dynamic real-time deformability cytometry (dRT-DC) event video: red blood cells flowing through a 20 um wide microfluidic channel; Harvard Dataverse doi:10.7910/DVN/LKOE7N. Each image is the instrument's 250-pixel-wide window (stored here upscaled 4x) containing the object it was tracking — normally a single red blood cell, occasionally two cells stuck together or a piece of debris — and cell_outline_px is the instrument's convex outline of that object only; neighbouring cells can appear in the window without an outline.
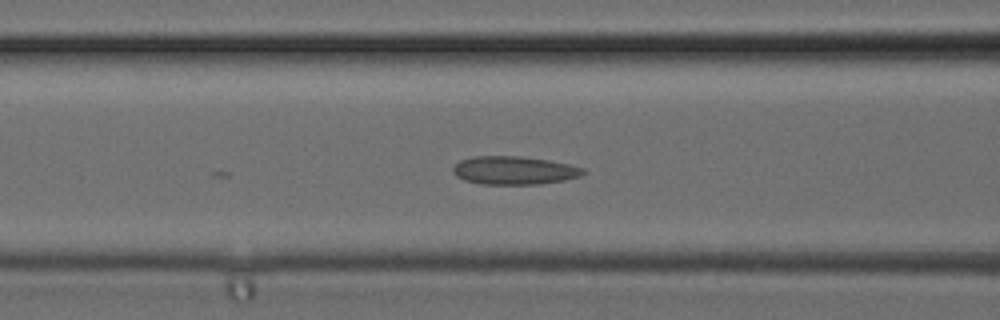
{"species": "common noctule bat (a hibernating species)", "species_latin": "Nyctalus noctula", "temperature_condition": "cold", "stored_images_in_passage": 16, "camera_frame_rate_fps": 3000, "um_per_image_px": 0.085, "animal": {"sex": "female", "body_mass_g": 24.6, "forearm_length_mm": 56.2}, "frame": {"image": 1, "passage_image": 8, "time_ms": 2.333, "image_size_px": [1000, 320], "cell_outline_px": [[588, 172], [580, 176], [564, 180], [540, 184], [480, 184], [464, 180], [456, 176], [452, 172], [452, 168], [460, 160], [472, 156], [520, 156], [548, 160], [568, 164], [584, 168]], "centroid_in_image_um": [43.69, 14.48], "position_along_channel_um": 122.9, "area_um2": 21.56}}
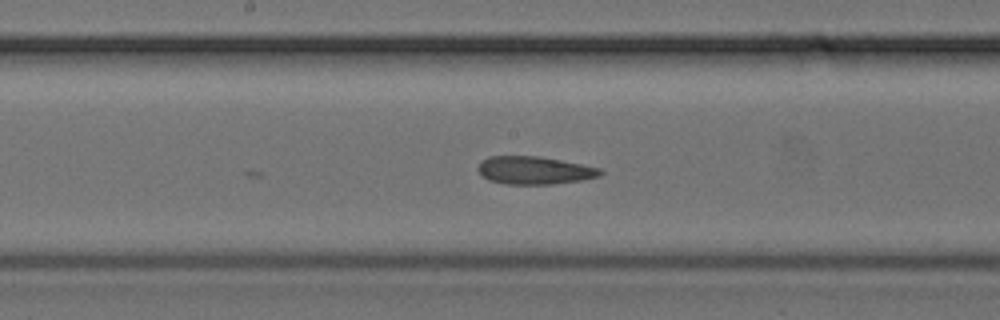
{"frame": {"image": 2, "passage_image": 12, "time_ms": 3.667, "image_size_px": [1000, 320], "cell_outline_px": [[604, 172], [600, 176], [584, 180], [556, 184], [508, 184], [488, 180], [476, 168], [480, 160], [488, 156], [540, 156], [600, 168]], "centroid_in_image_um": [45.42, 14.48], "position_along_channel_um": 202.8, "area_um2": 20.0}}
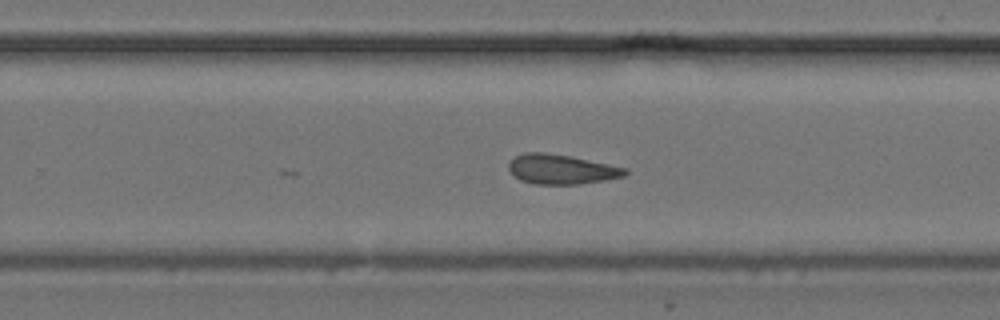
{"frame": {"image": 3, "passage_image": 16, "time_ms": 5.0, "image_size_px": [1000, 320], "cell_outline_px": [[628, 172], [624, 176], [604, 180], [580, 184], [532, 184], [520, 180], [508, 168], [508, 164], [516, 156], [524, 152], [544, 152], [572, 156], [628, 168]], "centroid_in_image_um": [47.73, 14.38], "position_along_channel_um": 282.1, "area_um2": 20.17}}